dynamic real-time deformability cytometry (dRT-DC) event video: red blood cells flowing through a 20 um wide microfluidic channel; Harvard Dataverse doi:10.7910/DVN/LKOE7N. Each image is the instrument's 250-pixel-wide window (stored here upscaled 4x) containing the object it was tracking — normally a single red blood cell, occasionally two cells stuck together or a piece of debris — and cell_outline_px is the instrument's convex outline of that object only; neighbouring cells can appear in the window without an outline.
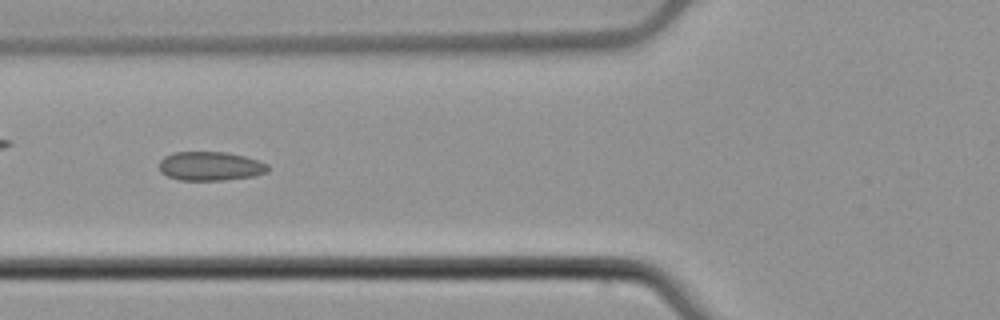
{"species": "common noctule bat (a hibernating species)", "species_latin": "Nyctalus noctula", "temperature_condition": "cold", "stored_images_in_passage": 42, "camera_frame_rate_fps": 3000, "um_per_image_px": 0.085, "animal": {"sex": "male", "body_mass_g": 21.5, "forearm_length_mm": 52.0}, "frame": {"image": 1, "passage_image": 13, "time_ms": 4.0, "image_size_px": [1000, 320], "cell_outline_px": [[268, 172], [256, 176], [224, 180], [180, 180], [168, 176], [160, 172], [160, 160], [164, 156], [172, 152], [224, 152], [244, 156], [268, 164]], "centroid_in_image_um": [17.87, 14.12], "position_along_channel_um": 107.9, "area_um2": 18.38}}
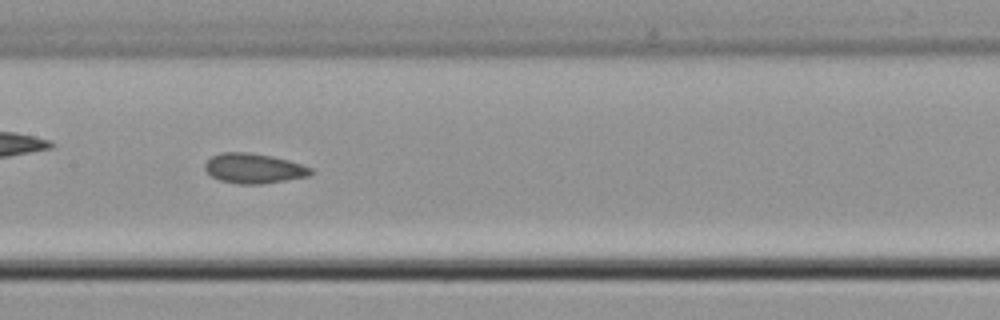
{"frame": {"image": 2, "passage_image": 19, "time_ms": 6.0, "image_size_px": [1000, 320], "cell_outline_px": [[312, 172], [308, 176], [260, 184], [240, 184], [220, 180], [212, 176], [204, 168], [204, 164], [212, 156], [220, 152], [248, 152], [272, 156], [288, 160], [312, 168]], "centroid_in_image_um": [21.54, 14.3], "position_along_channel_um": 185.9, "area_um2": 18.26}, "authors_computed_cell_mechanics": {"area_um2": 18.3226, "velocity_mm_per_s": 3.8827, "shape_relaxation_time_tau1_ms": null, "shape_relaxation_time_tau2_ms": 1.7835, "deformation_change_tau1": null, "deformation_change_tau2": 0.0646}}